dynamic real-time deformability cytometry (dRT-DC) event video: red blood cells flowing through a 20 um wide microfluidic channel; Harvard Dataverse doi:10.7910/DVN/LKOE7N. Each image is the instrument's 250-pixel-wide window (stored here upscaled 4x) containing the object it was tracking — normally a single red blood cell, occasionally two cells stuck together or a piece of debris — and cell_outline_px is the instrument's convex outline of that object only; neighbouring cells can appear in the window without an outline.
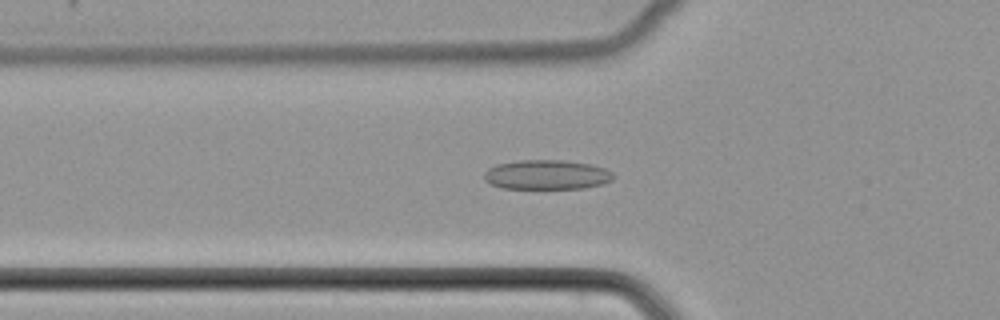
{"species": "common noctule bat (a hibernating species)", "species_latin": "Nyctalus noctula", "temperature_condition": "cold", "stored_images_in_passage": 52, "camera_frame_rate_fps": 3000, "um_per_image_px": 0.085, "animal": {"sex": "female", "body_mass_g": 22.7, "forearm_length_mm": 54.2}, "frame": {"image": 1, "passage_image": 19, "time_ms": 6.0, "image_size_px": [1000, 320], "cell_outline_px": [[616, 176], [612, 180], [604, 184], [584, 188], [500, 188], [484, 180], [484, 172], [488, 168], [496, 164], [520, 160], [564, 160], [588, 164], [604, 168], [612, 172]], "centroid_in_image_um": [46.47, 14.85], "position_along_channel_um": 79.3, "area_um2": 22.31}}
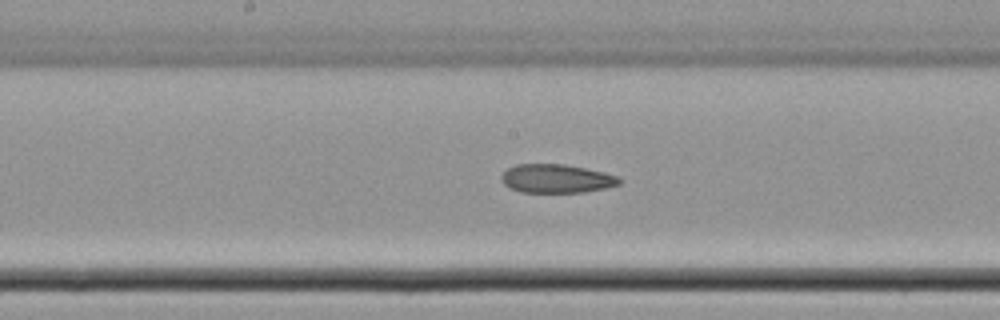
{"frame": {"image": 2, "passage_image": 28, "time_ms": 9.0, "image_size_px": [1000, 320], "cell_outline_px": [[620, 184], [604, 188], [584, 192], [520, 192], [508, 188], [500, 180], [500, 176], [508, 168], [516, 164], [564, 164], [604, 172], [620, 176]], "centroid_in_image_um": [47.27, 15.18], "position_along_channel_um": 200.9, "area_um2": 19.77}}
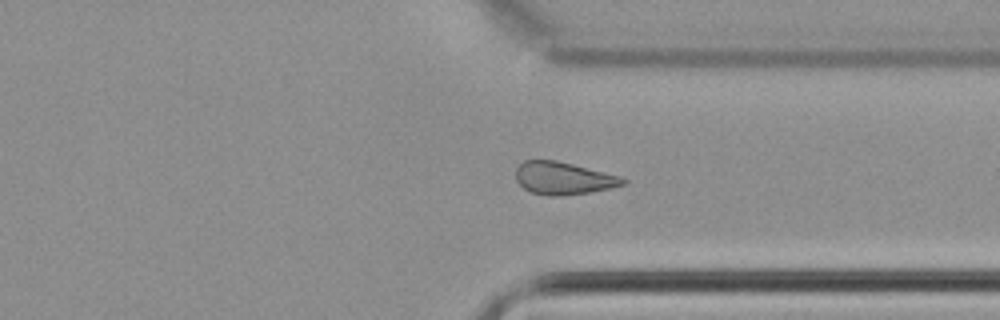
{"frame": {"image": 3, "passage_image": 40, "time_ms": 13.0, "image_size_px": [1000, 320], "cell_outline_px": [[628, 180], [624, 184], [612, 188], [564, 196], [548, 196], [532, 192], [524, 188], [516, 180], [516, 168], [524, 160], [556, 160], [620, 176]], "centroid_in_image_um": [47.88, 15.15], "position_along_channel_um": 363.5, "area_um2": 20.23}}